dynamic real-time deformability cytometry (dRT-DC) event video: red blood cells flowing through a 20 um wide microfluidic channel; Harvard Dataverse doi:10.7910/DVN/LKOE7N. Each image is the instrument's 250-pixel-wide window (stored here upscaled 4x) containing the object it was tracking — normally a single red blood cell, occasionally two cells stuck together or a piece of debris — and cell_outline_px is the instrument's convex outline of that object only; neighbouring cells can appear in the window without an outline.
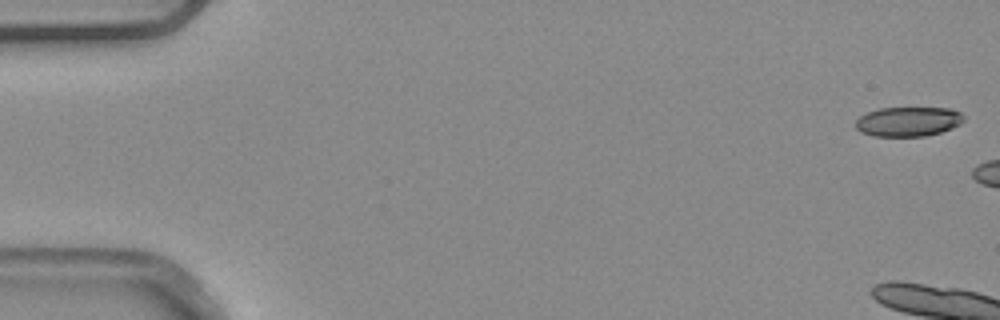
{"species": "common noctule bat (a hibernating species)", "species_latin": "Nyctalus noctula", "temperature_condition": "warm", "stored_images_in_passage": 12, "camera_frame_rate_fps": 3000, "um_per_image_px": 0.085, "animal": {"sex": "male", "body_mass_g": 20.4}, "frame": {"image": 1, "passage_image": 1, "time_ms": 0.0, "image_size_px": [1000, 320], "cell_outline_px": [[964, 120], [960, 124], [952, 128], [940, 132], [924, 136], [872, 136], [860, 132], [856, 128], [856, 120], [860, 116], [868, 112], [880, 108], [952, 108], [960, 112], [964, 116]], "centroid_in_image_um": [77.2, 10.33], "position_along_channel_um": 7.8, "area_um2": 18.67}}